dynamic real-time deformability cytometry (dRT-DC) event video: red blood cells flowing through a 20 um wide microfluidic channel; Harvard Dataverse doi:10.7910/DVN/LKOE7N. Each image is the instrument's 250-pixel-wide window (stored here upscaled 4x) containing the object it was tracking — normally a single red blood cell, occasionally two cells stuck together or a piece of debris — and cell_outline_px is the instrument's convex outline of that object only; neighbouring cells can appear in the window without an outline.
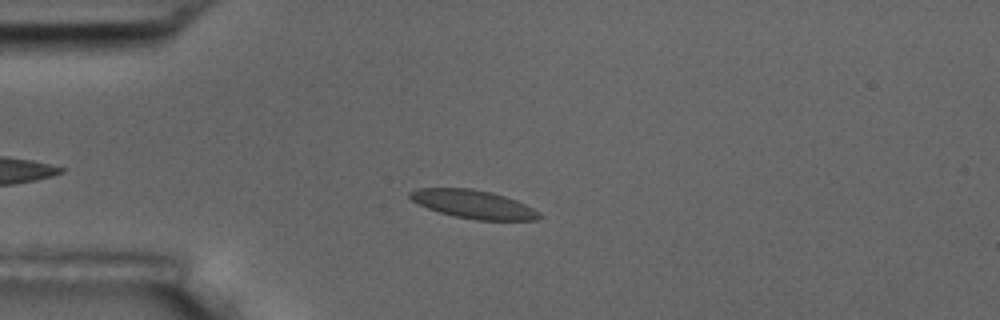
{"species": "common noctule bat (a hibernating species)", "species_latin": "Nyctalus noctula", "temperature_condition": "room temperature", "stored_images_in_passage": 44, "camera_frame_rate_fps": 3000, "um_per_image_px": 0.085, "animal": {"sex": "male", "body_mass_g": 17.5, "forearm_length_mm": 52.3}, "frame": {"image": 1, "passage_image": 10, "time_ms": 3.0, "image_size_px": [1000, 320], "cell_outline_px": [[540, 216], [536, 220], [476, 220], [456, 216], [440, 212], [428, 208], [412, 200], [408, 196], [408, 192], [420, 188], [472, 188], [492, 192], [516, 200], [540, 212]], "centroid_in_image_um": [40.23, 17.35], "position_along_channel_um": 44.8, "area_um2": 21.15}}
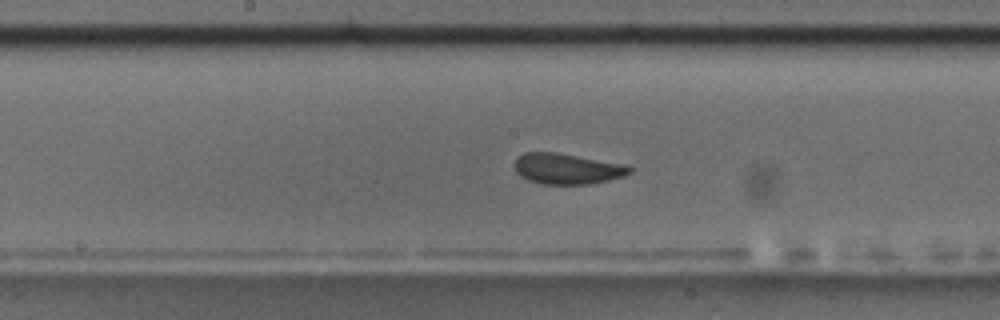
{"frame": {"image": 2, "passage_image": 25, "time_ms": 8.0, "image_size_px": [1000, 320], "cell_outline_px": [[632, 172], [624, 176], [608, 180], [588, 184], [540, 184], [528, 180], [520, 176], [516, 172], [512, 164], [516, 156], [524, 152], [556, 152], [628, 164], [632, 168]], "centroid_in_image_um": [48.18, 14.33], "position_along_channel_um": 200.0, "area_um2": 21.04}}
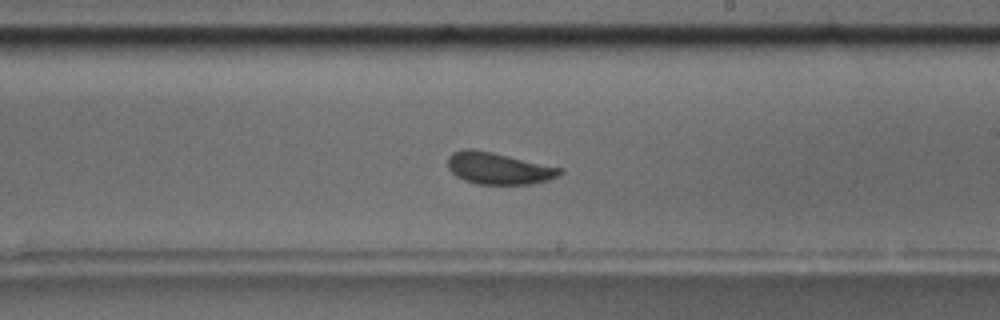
{"frame": {"image": 3, "passage_image": 29, "time_ms": 9.333, "image_size_px": [1000, 320], "cell_outline_px": [[564, 172], [548, 180], [532, 184], [476, 184], [464, 180], [456, 176], [448, 168], [448, 156], [452, 152], [464, 148], [472, 148], [492, 152], [560, 168]], "centroid_in_image_um": [42.31, 14.31], "position_along_channel_um": 246.7, "area_um2": 20.63}, "authors_computed_cell_mechanics": {"area_um2": 20.8369, "velocity_mm_per_s": 3.5052, "shape_relaxation_time_tau1_ms": 3.2548, "shape_relaxation_time_tau2_ms": 0.9918, "deformation_change_tau1": 0.078, "deformation_change_tau2": 0.0792}}